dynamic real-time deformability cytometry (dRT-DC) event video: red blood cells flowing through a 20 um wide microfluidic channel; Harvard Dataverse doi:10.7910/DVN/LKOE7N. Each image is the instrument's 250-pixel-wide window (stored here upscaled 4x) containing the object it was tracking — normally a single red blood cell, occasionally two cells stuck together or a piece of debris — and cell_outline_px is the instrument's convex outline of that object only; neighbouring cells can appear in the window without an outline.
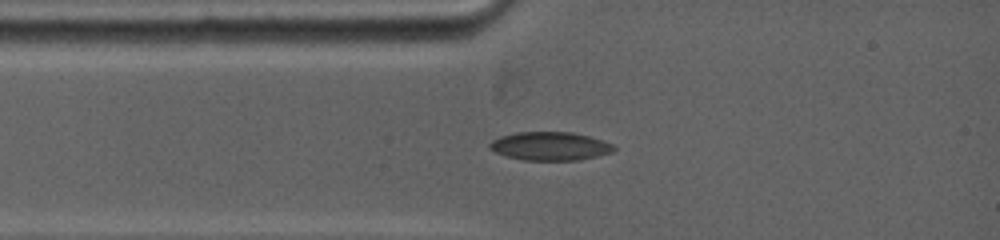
{"species": "common noctule bat (a hibernating species)", "species_latin": "Nyctalus noctula", "temperature_condition": "warm", "stored_images_in_passage": 2, "camera_frame_rate_fps": 5000, "um_per_image_px": 0.085, "animal": {"sex": "female", "body_mass_g": 19.0, "forearm_length_mm": 53.3}, "frame": {"image": 1, "passage_image": 1, "time_ms": 0.0, "image_size_px": [1000, 240], "cell_outline_px": [[616, 148], [612, 152], [596, 156], [576, 160], [524, 160], [508, 156], [496, 152], [488, 148], [488, 144], [492, 140], [500, 136], [516, 132], [572, 132], [588, 136], [612, 144]], "centroid_in_image_um": [46.72, 12.41], "position_along_channel_um": 38.3, "area_um2": 20.4}}
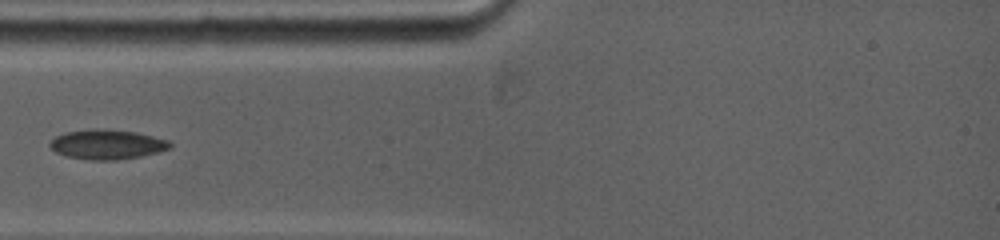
{"frame": {"image": 2, "passage_image": 2, "time_ms": 1.0, "image_size_px": [1000, 240], "cell_outline_px": [[172, 144], [168, 148], [160, 152], [140, 156], [116, 160], [88, 160], [64, 156], [56, 152], [48, 144], [56, 136], [64, 132], [96, 128], [136, 132], [168, 140]], "centroid_in_image_um": [9.07, 12.28], "position_along_channel_um": 75.9, "area_um2": 20.75}}